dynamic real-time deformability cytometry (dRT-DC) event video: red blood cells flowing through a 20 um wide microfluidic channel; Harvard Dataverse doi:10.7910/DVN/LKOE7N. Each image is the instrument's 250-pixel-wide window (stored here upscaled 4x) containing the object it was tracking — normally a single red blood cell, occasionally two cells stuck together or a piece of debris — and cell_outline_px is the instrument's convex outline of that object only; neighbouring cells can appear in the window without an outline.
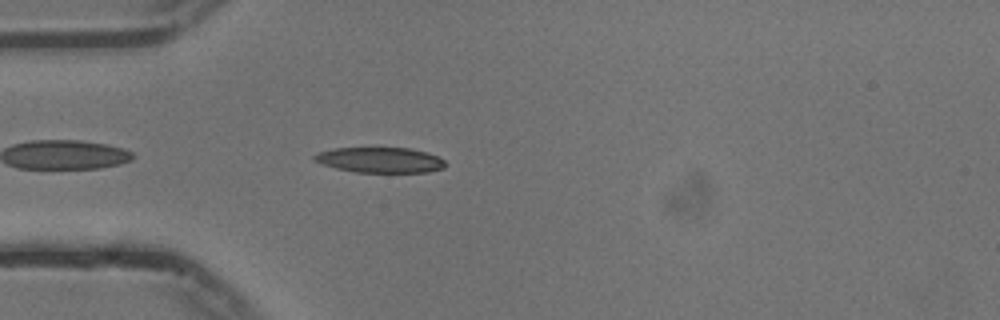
{"species": "common noctule bat (a hibernating species)", "species_latin": "Nyctalus noctula", "temperature_condition": "cold", "stored_images_in_passage": 38, "camera_frame_rate_fps": 3000, "um_per_image_px": 0.085, "animal": {"sex": "male", "body_mass_g": 13.3}, "frame": {"image": 1, "passage_image": 3, "time_ms": 0.667, "image_size_px": [1000, 320], "cell_outline_px": [[444, 168], [428, 172], [356, 172], [336, 168], [312, 160], [312, 156], [316, 152], [332, 148], [408, 148], [424, 152], [436, 156], [444, 160]], "centroid_in_image_um": [32.24, 13.6], "position_along_channel_um": 52.8, "area_um2": 19.25}}
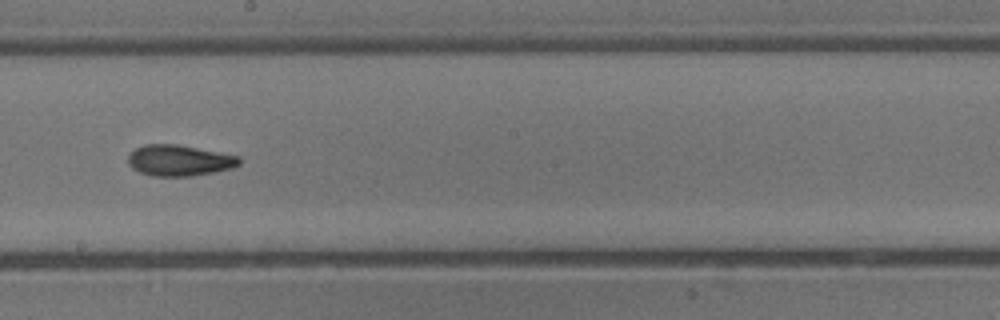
{"frame": {"image": 2, "passage_image": 18, "time_ms": 5.667, "image_size_px": [1000, 320], "cell_outline_px": [[240, 164], [232, 168], [216, 172], [192, 176], [152, 176], [140, 172], [132, 168], [128, 164], [128, 156], [136, 148], [144, 144], [180, 144], [240, 156]], "centroid_in_image_um": [15.26, 13.63], "position_along_channel_um": 232.9, "area_um2": 20.29}}
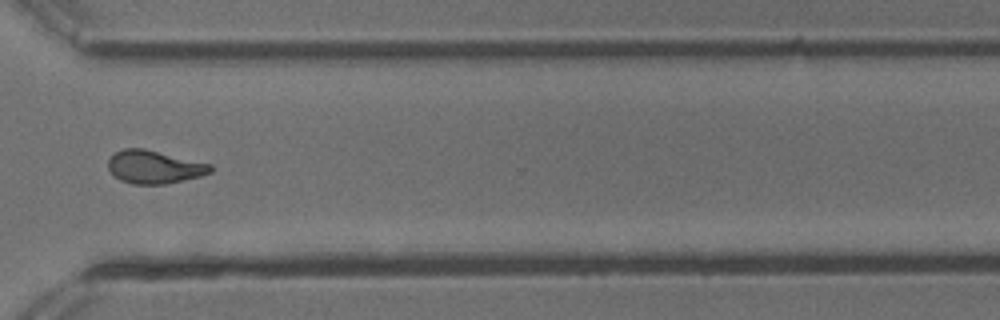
{"frame": {"image": 3, "passage_image": 28, "time_ms": 9.0, "image_size_px": [1000, 320], "cell_outline_px": [[212, 172], [200, 176], [164, 184], [132, 184], [120, 180], [108, 168], [108, 160], [116, 152], [124, 148], [144, 148], [212, 164]], "centroid_in_image_um": [13.12, 14.18], "position_along_channel_um": 357.5, "area_um2": 19.59}, "authors_computed_cell_mechanics": {"area_um2": 19.7387, "velocity_mm_per_s": 3.7389, "shape_relaxation_time_tau1_ms": 5.9692, "shape_relaxation_time_tau2_ms": 2.1848, "deformation_change_tau1": 0.2063, "deformation_change_tau2": 0.0957}}